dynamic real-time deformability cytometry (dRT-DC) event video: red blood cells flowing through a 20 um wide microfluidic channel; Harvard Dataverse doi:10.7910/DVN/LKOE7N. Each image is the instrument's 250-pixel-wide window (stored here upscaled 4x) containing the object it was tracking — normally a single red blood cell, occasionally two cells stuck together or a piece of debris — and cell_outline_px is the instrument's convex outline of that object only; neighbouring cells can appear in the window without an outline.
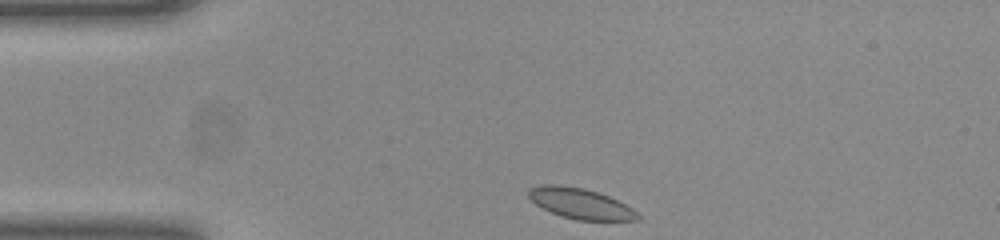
{"species": "common noctule bat (a hibernating species)", "species_latin": "Nyctalus noctula", "temperature_condition": "room temperature", "stored_images_in_passage": 32, "camera_frame_rate_fps": 3000, "um_per_image_px": 0.085, "animal": {"sex": "female", "body_mass_g": 23.0, "forearm_length_mm": 53.4}, "frame": {"image": 1, "passage_image": 1, "time_ms": 0.0, "image_size_px": [1000, 240], "cell_outline_px": [[640, 220], [576, 220], [560, 216], [536, 204], [528, 196], [528, 188], [540, 184], [560, 184], [584, 188], [608, 196], [632, 208], [640, 216]], "centroid_in_image_um": [49.3, 17.29], "position_along_channel_um": 35.7, "area_um2": 19.36}}
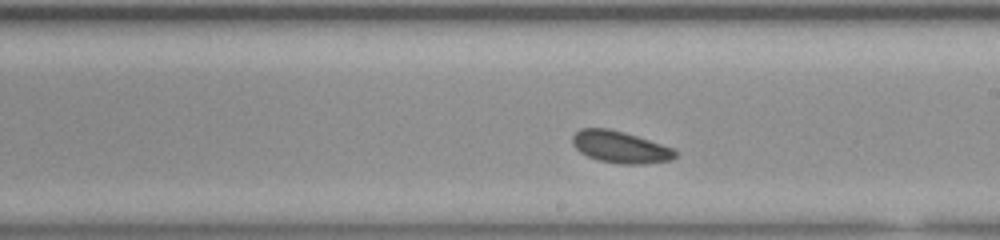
{"frame": {"image": 2, "passage_image": 19, "time_ms": 6.0, "image_size_px": [1000, 240], "cell_outline_px": [[680, 152], [672, 160], [644, 164], [620, 164], [596, 160], [580, 152], [572, 144], [572, 136], [580, 128], [608, 128], [624, 132], [672, 148]], "centroid_in_image_um": [52.71, 12.51], "position_along_channel_um": 236.3, "area_um2": 19.13}}
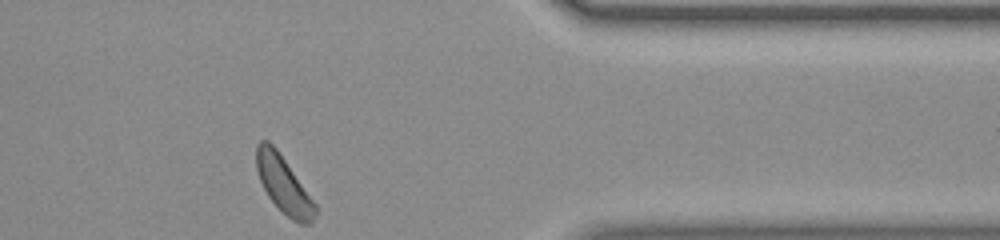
{"frame": {"image": 3, "passage_image": 32, "time_ms": 10.333, "image_size_px": [1000, 240], "cell_outline_px": [[316, 212], [312, 220], [308, 224], [300, 224], [292, 220], [268, 196], [260, 180], [256, 168], [256, 144], [260, 140], [268, 140], [276, 148], [316, 204]], "centroid_in_image_um": [24.08, 15.67], "position_along_channel_um": 387.3, "area_um2": 19.02}}